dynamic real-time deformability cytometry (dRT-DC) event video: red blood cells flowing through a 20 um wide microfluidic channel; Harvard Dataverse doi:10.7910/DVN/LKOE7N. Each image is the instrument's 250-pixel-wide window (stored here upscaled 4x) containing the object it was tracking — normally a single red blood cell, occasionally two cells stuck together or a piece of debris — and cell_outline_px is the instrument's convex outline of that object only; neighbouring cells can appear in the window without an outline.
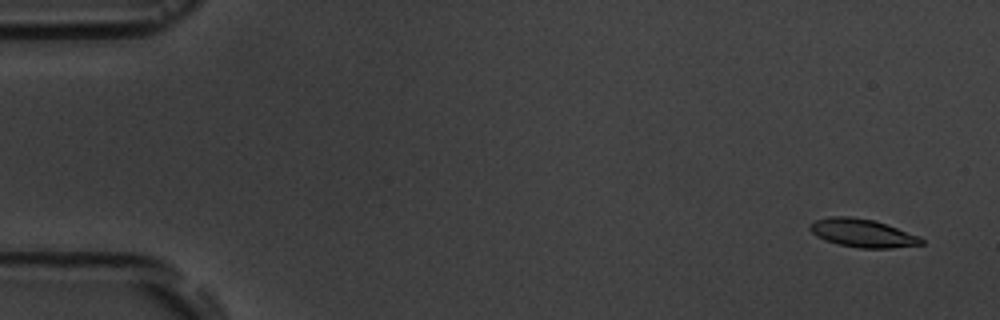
{"species": "common noctule bat (a hibernating species)", "species_latin": "Nyctalus noctula", "temperature_condition": "room temperature", "stored_images_in_passage": 5, "camera_frame_rate_fps": 3000, "um_per_image_px": 0.085, "animal": {"sex": "male", "body_mass_g": 19.5, "forearm_length_mm": 54.6}, "frame": {"image": 1, "passage_image": 1, "time_ms": 0.0, "image_size_px": [1000, 320], "cell_outline_px": [[924, 244], [892, 248], [860, 248], [840, 244], [824, 240], [816, 236], [808, 228], [808, 224], [816, 220], [832, 216], [848, 216], [872, 220], [920, 236], [924, 240]], "centroid_in_image_um": [73.29, 19.82], "position_along_channel_um": 11.7, "area_um2": 18.15}}
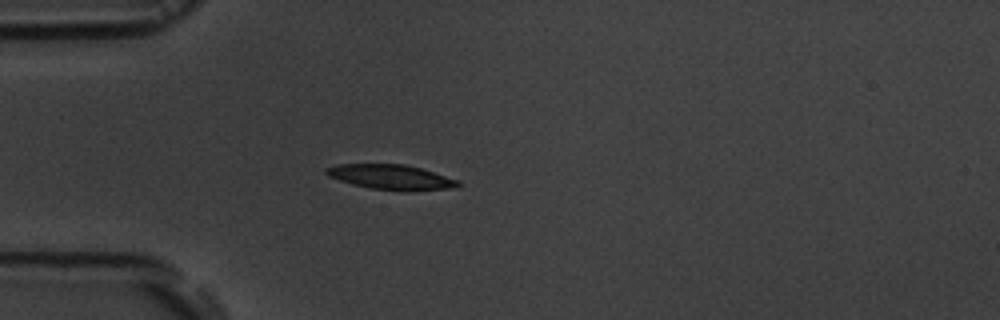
{"frame": {"image": 2, "passage_image": 5, "time_ms": 4.333, "image_size_px": [1000, 320], "cell_outline_px": [[460, 184], [456, 188], [408, 192], [372, 188], [352, 184], [328, 176], [324, 172], [324, 168], [336, 164], [404, 164], [420, 168], [460, 180]], "centroid_in_image_um": [33.26, 15.06], "position_along_channel_um": 51.7, "area_um2": 19.36}}